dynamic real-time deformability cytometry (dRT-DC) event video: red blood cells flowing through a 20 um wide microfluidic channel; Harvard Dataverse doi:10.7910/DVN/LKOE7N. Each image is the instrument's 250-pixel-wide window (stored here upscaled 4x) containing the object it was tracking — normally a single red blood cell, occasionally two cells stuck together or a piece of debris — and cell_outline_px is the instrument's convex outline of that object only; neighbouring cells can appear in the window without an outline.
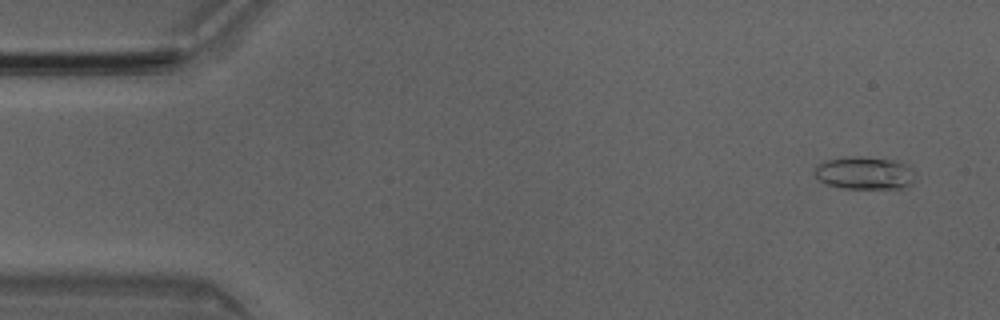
{"species": "Egyptian fruit bat (a non-hibernating species)", "species_latin": "Rousettus aegyptiacus", "temperature_condition": "room temperature", "stored_images_in_passage": 49, "camera_frame_rate_fps": 3000, "um_per_image_px": 0.085, "animal": {"sex": "male"}, "frame": {"image": 1, "passage_image": 3, "time_ms": 0.667, "image_size_px": [1000, 320], "cell_outline_px": [[912, 184], [908, 188], [844, 188], [824, 184], [816, 176], [816, 168], [824, 160], [852, 156], [860, 156], [896, 160], [908, 164], [912, 168]], "centroid_in_image_um": [73.51, 14.7], "position_along_channel_um": 11.5, "area_um2": 19.19}}
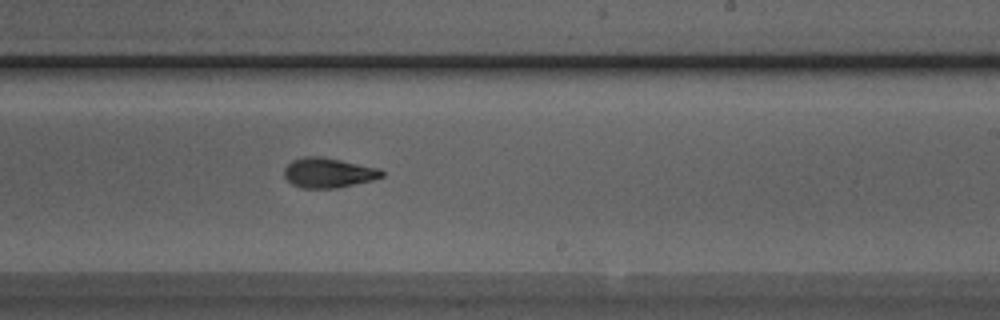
{"frame": {"image": 2, "passage_image": 30, "time_ms": 9.667, "image_size_px": [1000, 320], "cell_outline_px": [[384, 176], [372, 180], [336, 188], [300, 188], [292, 184], [284, 176], [284, 168], [292, 160], [304, 156], [320, 156], [380, 168], [384, 172]], "centroid_in_image_um": [27.9, 14.68], "position_along_channel_um": 261.1, "area_um2": 16.99}}
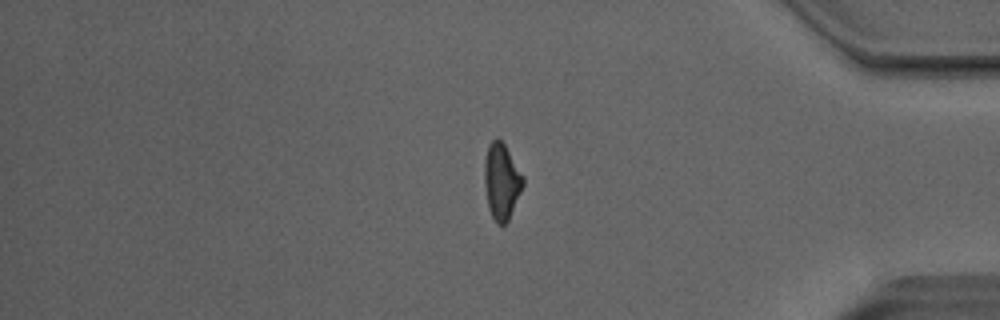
{"frame": {"image": 3, "passage_image": 42, "time_ms": 13.667, "image_size_px": [1000, 320], "cell_outline_px": [[524, 184], [508, 220], [504, 224], [496, 224], [488, 208], [484, 184], [484, 160], [488, 144], [496, 136], [504, 144], [524, 176]], "centroid_in_image_um": [42.61, 15.39], "position_along_channel_um": 392.6, "area_um2": 17.17}, "authors_computed_cell_mechanics": {"area_um2": 17.1088, "velocity_mm_per_s": 4.0444, "shape_relaxation_time_tau1_ms": 4.6263, "shape_relaxation_time_tau2_ms": 5.6696, "deformation_change_tau1": 0.1832, "deformation_change_tau2": 0.094}}